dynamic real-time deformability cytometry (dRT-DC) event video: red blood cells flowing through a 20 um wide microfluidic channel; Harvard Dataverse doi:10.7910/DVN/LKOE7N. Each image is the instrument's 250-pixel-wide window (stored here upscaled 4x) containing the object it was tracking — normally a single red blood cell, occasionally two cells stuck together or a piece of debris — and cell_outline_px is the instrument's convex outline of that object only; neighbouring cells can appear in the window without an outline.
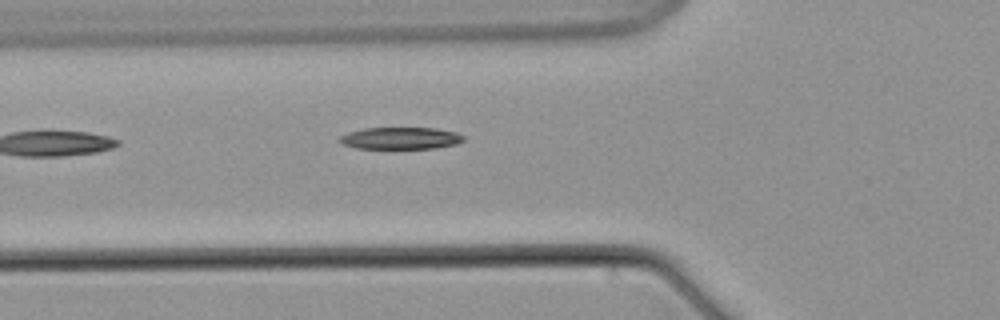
{"species": "common noctule bat (a hibernating species)", "species_latin": "Nyctalus noctula", "temperature_condition": "warm", "stored_images_in_passage": 6, "camera_frame_rate_fps": 3000, "um_per_image_px": 0.085, "animal": {"sex": "male", "body_mass_g": 21.5, "forearm_length_mm": 52.0}, "frame": {"image": 1, "passage_image": 6, "time_ms": 7.0, "image_size_px": [1000, 320], "cell_outline_px": [[464, 140], [456, 144], [436, 148], [356, 148], [344, 144], [336, 140], [340, 136], [348, 132], [364, 128], [436, 128], [456, 132], [464, 136]], "centroid_in_image_um": [34.04, 11.74], "position_along_channel_um": 91.8, "area_um2": 15.84}}